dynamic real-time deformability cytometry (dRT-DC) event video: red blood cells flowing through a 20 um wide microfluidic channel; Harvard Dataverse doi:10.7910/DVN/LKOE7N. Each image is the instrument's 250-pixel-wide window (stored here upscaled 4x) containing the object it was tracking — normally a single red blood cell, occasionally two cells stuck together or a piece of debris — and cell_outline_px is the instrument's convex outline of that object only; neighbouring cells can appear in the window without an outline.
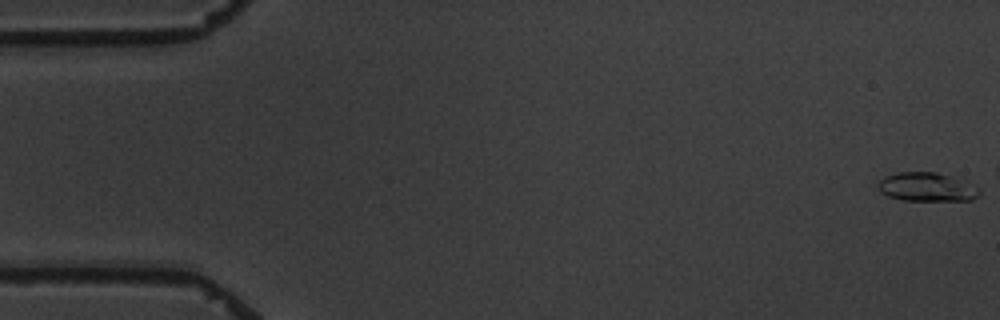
{"species": "common noctule bat (a hibernating species)", "species_latin": "Nyctalus noctula", "temperature_condition": "warm", "stored_images_in_passage": 5, "camera_frame_rate_fps": 3000, "um_per_image_px": 0.085, "animal": {"sex": "male", "body_mass_g": 19.5, "forearm_length_mm": 54.6}, "frame": {"image": 1, "passage_image": 1, "time_ms": 0.0, "image_size_px": [1000, 320], "cell_outline_px": [[980, 196], [972, 200], [904, 200], [888, 196], [880, 192], [876, 188], [876, 184], [884, 176], [900, 172], [936, 172], [968, 180], [980, 188]], "centroid_in_image_um": [78.82, 15.88], "position_along_channel_um": 6.2, "area_um2": 17.4}}